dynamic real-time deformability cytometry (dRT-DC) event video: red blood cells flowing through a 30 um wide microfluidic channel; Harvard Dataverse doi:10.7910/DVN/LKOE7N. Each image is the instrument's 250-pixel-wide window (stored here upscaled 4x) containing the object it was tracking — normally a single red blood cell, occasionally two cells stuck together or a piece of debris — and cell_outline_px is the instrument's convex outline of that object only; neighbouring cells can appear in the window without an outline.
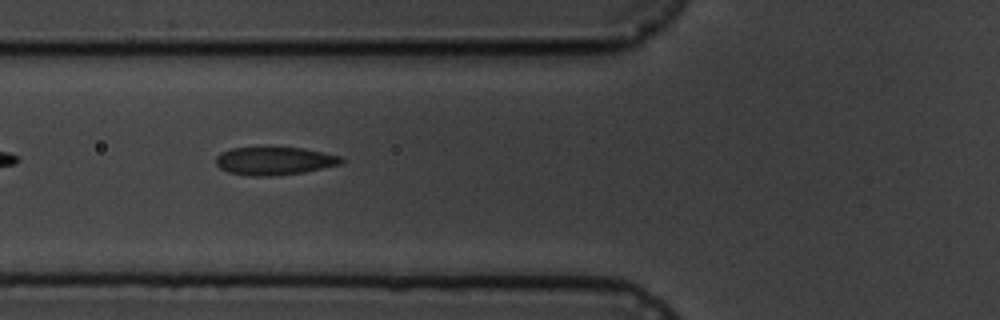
{"species": "common noctule bat (a hibernating species)", "species_latin": "Nyctalus noctula", "temperature_condition": "cold", "stored_images_in_passage": 9, "camera_frame_rate_fps": 3000, "um_per_image_px": 0.085, "animal": {"sex": "male", "body_mass_g": 19.5, "forearm_length_mm": 54.6}, "frame": {"image": 1, "passage_image": 6, "time_ms": 5.667, "image_size_px": [1000, 320], "cell_outline_px": [[344, 160], [340, 164], [304, 172], [272, 176], [248, 176], [228, 172], [220, 168], [216, 164], [216, 156], [220, 152], [232, 148], [304, 148], [324, 152], [340, 156]], "centroid_in_image_um": [23.3, 13.68], "position_along_channel_um": 102.5, "area_um2": 20.4}}
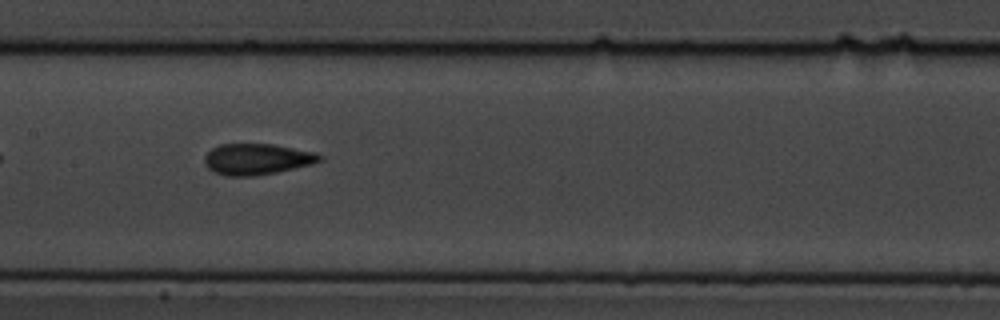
{"frame": {"image": 2, "passage_image": 8, "time_ms": 8.0, "image_size_px": [1000, 320], "cell_outline_px": [[324, 156], [320, 160], [312, 164], [276, 172], [256, 176], [224, 176], [212, 172], [204, 164], [204, 156], [212, 148], [220, 144], [272, 144], [312, 152]], "centroid_in_image_um": [21.77, 13.54], "position_along_channel_um": 185.6, "area_um2": 20.81}}
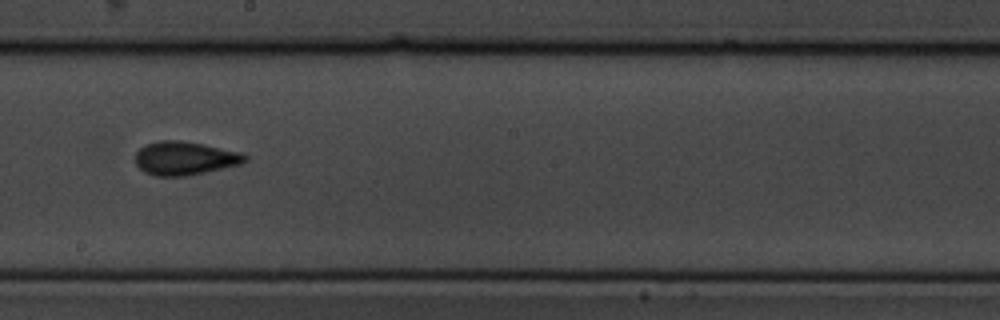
{"frame": {"image": 3, "passage_image": 9, "time_ms": 9.333, "image_size_px": [1000, 320], "cell_outline_px": [[248, 160], [244, 164], [184, 176], [156, 176], [144, 172], [136, 164], [136, 152], [144, 144], [160, 140], [180, 140], [204, 144], [244, 152], [248, 156]], "centroid_in_image_um": [15.76, 13.44], "position_along_channel_um": 232.4, "area_um2": 21.73}}